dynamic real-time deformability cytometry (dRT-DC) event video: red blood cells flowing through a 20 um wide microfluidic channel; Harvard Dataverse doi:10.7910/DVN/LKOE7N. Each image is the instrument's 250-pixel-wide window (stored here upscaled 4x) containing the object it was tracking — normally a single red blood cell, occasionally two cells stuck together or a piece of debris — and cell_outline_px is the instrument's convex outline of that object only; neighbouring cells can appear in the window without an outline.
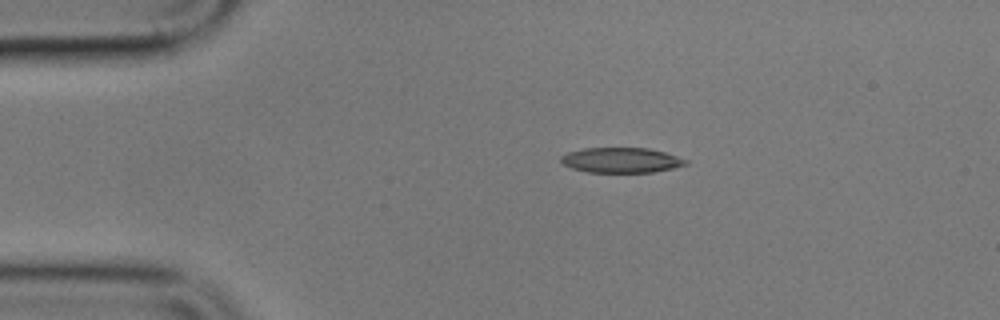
{"species": "common noctule bat (a hibernating species)", "species_latin": "Nyctalus noctula", "temperature_condition": "cold", "stored_images_in_passage": 15, "segment_of_instrument_passage": [1, 2], "camera_frame_rate_fps": 3000, "um_per_image_px": 0.085, "animal": {"sex": "male", "body_mass_g": 17.9}, "frame": {"image": 1, "passage_image": 3, "time_ms": 3.0, "image_size_px": [1000, 320], "cell_outline_px": [[688, 164], [672, 168], [652, 172], [588, 172], [572, 168], [564, 164], [560, 160], [560, 156], [568, 152], [584, 148], [648, 148], [664, 152], [688, 160]], "centroid_in_image_um": [52.79, 13.61], "position_along_channel_um": 32.2, "area_um2": 18.15}}
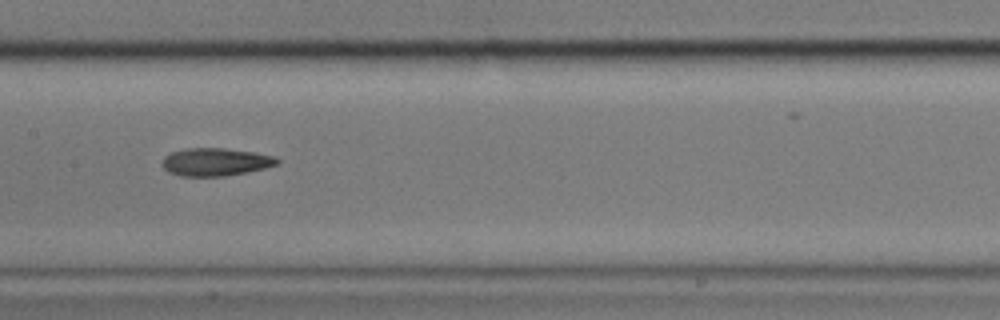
{"frame": {"image": 2, "passage_image": 7, "time_ms": 8.667, "image_size_px": [1000, 320], "cell_outline_px": [[280, 164], [248, 172], [224, 176], [180, 176], [168, 172], [160, 164], [164, 156], [172, 152], [188, 148], [224, 148], [252, 152], [276, 156], [280, 160]], "centroid_in_image_um": [18.32, 13.77], "position_along_channel_um": 189.1, "area_um2": 18.79}}
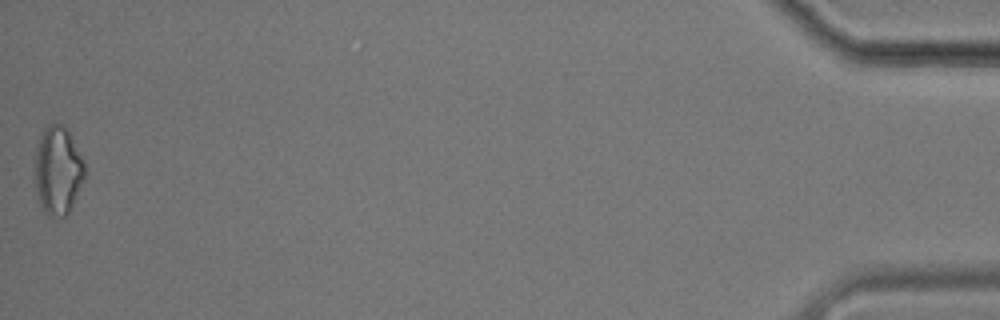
{"frame": {"image": 3, "passage_image": 14, "time_ms": 18.333, "image_size_px": [1000, 320], "cell_outline_px": [[84, 180], [68, 212], [64, 216], [48, 216], [40, 204], [36, 188], [36, 148], [40, 132], [48, 124], [64, 124], [68, 128], [84, 160]], "centroid_in_image_um": [4.93, 14.42], "position_along_channel_um": 430.3, "area_um2": 25.55}}